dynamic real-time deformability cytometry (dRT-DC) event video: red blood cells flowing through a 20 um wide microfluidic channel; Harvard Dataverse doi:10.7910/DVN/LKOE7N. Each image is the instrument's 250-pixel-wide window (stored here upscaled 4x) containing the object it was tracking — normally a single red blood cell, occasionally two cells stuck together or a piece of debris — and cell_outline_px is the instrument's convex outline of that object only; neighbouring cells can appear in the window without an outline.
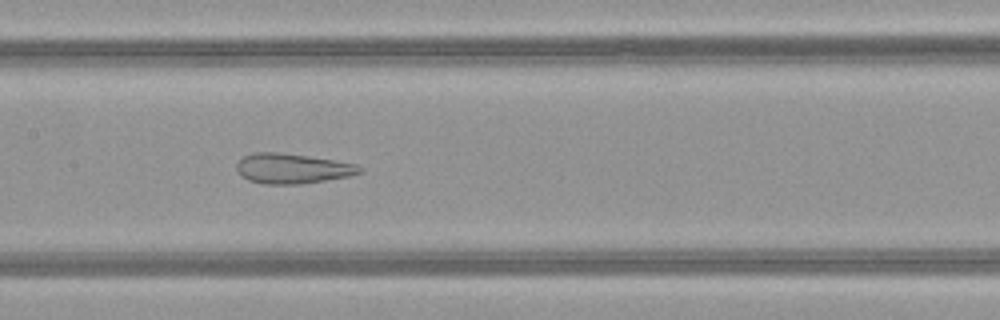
{"species": "common noctule bat (a hibernating species)", "species_latin": "Nyctalus noctula", "temperature_condition": "warm", "stored_images_in_passage": 43, "camera_frame_rate_fps": 3000, "um_per_image_px": 0.085, "animal": {"sex": "female", "body_mass_g": 21.9}, "frame": {"image": 1, "passage_image": 18, "time_ms": 5.667, "image_size_px": [1000, 320], "cell_outline_px": [[364, 172], [352, 176], [300, 184], [264, 184], [248, 180], [240, 176], [236, 168], [236, 164], [244, 156], [252, 152], [280, 152], [336, 160], [356, 164], [364, 168]], "centroid_in_image_um": [24.87, 14.32], "position_along_channel_um": 182.5, "area_um2": 21.85}}
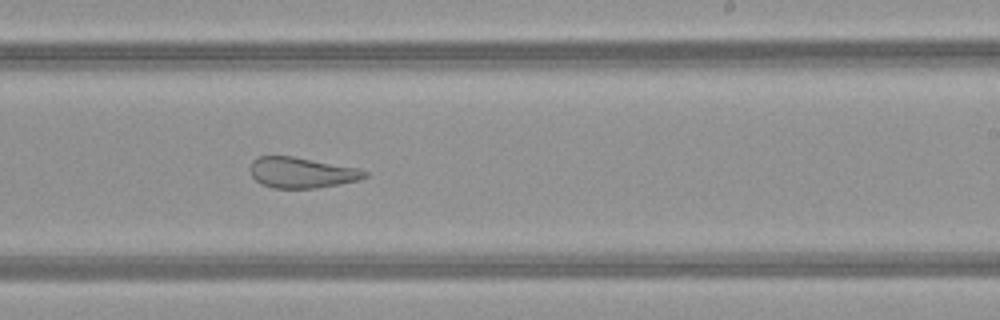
{"frame": {"image": 2, "passage_image": 24, "time_ms": 7.667, "image_size_px": [1000, 320], "cell_outline_px": [[368, 176], [360, 180], [340, 184], [316, 188], [272, 188], [256, 180], [252, 176], [252, 160], [260, 156], [292, 156], [360, 168], [368, 172]], "centroid_in_image_um": [25.71, 14.67], "position_along_channel_um": 263.3, "area_um2": 20.4}}
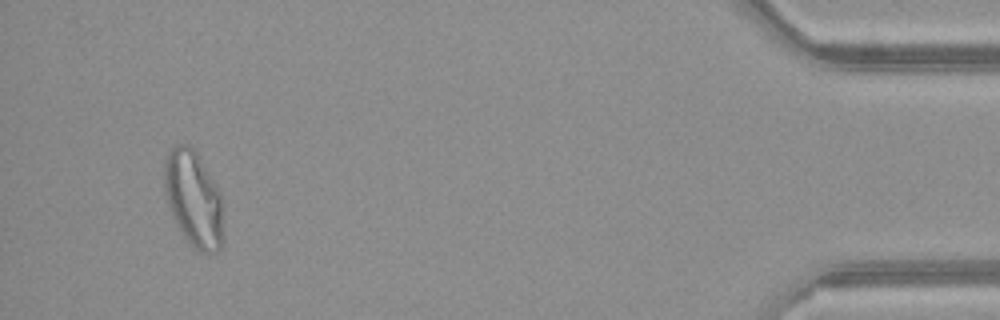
{"frame": {"image": 3, "passage_image": 41, "time_ms": 13.333, "image_size_px": [1000, 320], "cell_outline_px": [[224, 244], [216, 252], [200, 252], [192, 248], [184, 236], [172, 216], [164, 192], [164, 160], [168, 152], [176, 144], [188, 144], [196, 152], [212, 180], [220, 196], [224, 236]], "centroid_in_image_um": [16.44, 16.94], "position_along_channel_um": 418.8, "area_um2": 32.89}, "authors_computed_cell_mechanics": {"area_um2": 27.0504, "velocity_mm_per_s": 4.0691, "shape_relaxation_time_tau1_ms": null, "shape_relaxation_time_tau2_ms": 1.2383, "deformation_change_tau1": null, "deformation_change_tau2": 0.0934}}